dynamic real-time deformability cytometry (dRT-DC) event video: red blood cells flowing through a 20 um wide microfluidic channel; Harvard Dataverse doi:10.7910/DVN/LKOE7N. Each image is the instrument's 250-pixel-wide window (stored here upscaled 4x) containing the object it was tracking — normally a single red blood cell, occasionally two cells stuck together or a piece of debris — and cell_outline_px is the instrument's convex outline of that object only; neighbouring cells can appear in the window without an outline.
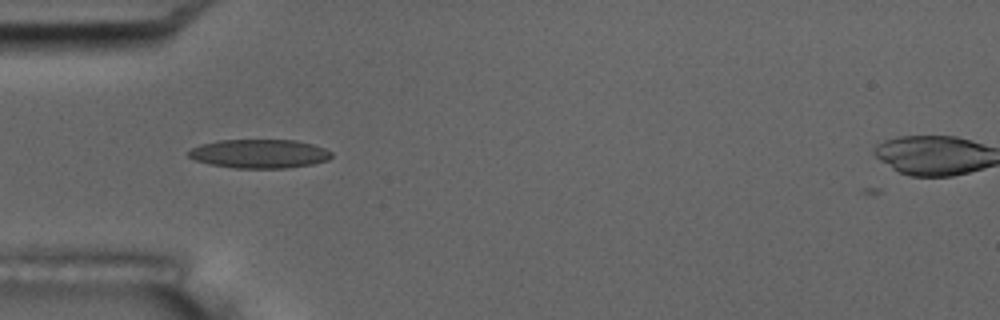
{"species": "common noctule bat (a hibernating species)", "species_latin": "Nyctalus noctula", "temperature_condition": "room temperature", "stored_images_in_passage": 8, "camera_frame_rate_fps": 3000, "um_per_image_px": 0.085, "animal": {"sex": "male", "body_mass_g": 17.5, "forearm_length_mm": 52.3}, "frame": {"image": 1, "passage_image": 5, "time_ms": 4.333, "image_size_px": [1000, 320], "cell_outline_px": [[332, 156], [328, 160], [312, 164], [284, 168], [232, 168], [208, 164], [196, 160], [188, 156], [188, 152], [192, 148], [200, 144], [216, 140], [296, 140], [312, 144], [324, 148], [332, 152]], "centroid_in_image_um": [22.03, 13.06], "position_along_channel_um": 63.0, "area_um2": 24.1}}
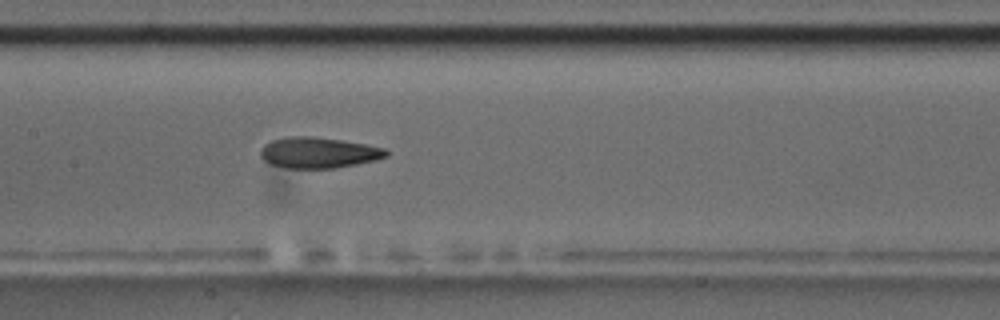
{"frame": {"image": 2, "passage_image": 8, "time_ms": 7.667, "image_size_px": [1000, 320], "cell_outline_px": [[388, 156], [376, 160], [356, 164], [332, 168], [284, 168], [268, 164], [260, 156], [260, 148], [264, 144], [272, 140], [288, 136], [308, 136], [340, 140], [364, 144], [384, 148], [388, 152]], "centroid_in_image_um": [27.02, 12.98], "position_along_channel_um": 180.4, "area_um2": 22.6}}